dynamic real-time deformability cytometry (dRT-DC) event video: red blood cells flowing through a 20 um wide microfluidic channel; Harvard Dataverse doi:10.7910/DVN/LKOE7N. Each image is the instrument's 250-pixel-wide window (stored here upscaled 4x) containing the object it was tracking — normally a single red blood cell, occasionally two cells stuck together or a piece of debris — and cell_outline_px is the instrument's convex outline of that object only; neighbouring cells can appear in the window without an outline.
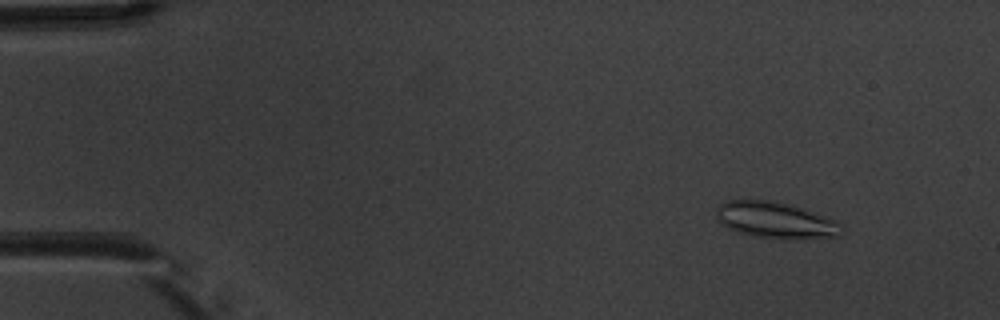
{"species": "common noctule bat (a hibernating species)", "species_latin": "Nyctalus noctula", "temperature_condition": "warm", "stored_images_in_passage": 5, "camera_frame_rate_fps": 3000, "um_per_image_px": 0.085, "animal": {"sex": "male", "body_mass_g": 20.1, "forearm_length_mm": 53.5}, "frame": {"image": 1, "passage_image": 1, "time_ms": 0.0, "image_size_px": [1000, 320], "cell_outline_px": [[840, 236], [752, 236], [736, 232], [728, 228], [716, 216], [716, 208], [724, 200], [768, 200], [788, 204], [804, 208], [836, 220], [840, 224]], "centroid_in_image_um": [65.83, 18.65], "position_along_channel_um": 19.2, "area_um2": 25.37}}
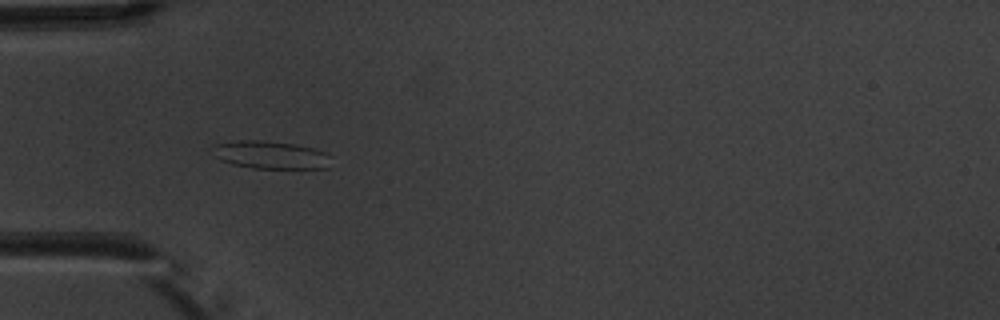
{"frame": {"image": 2, "passage_image": 4, "time_ms": 3.667, "image_size_px": [1000, 320], "cell_outline_px": [[332, 156], [328, 168], [252, 168], [232, 164], [220, 160], [208, 148], [216, 144], [236, 140], [264, 140], [296, 144], [312, 148], [324, 152]], "centroid_in_image_um": [22.97, 13.16], "position_along_channel_um": 62.0, "area_um2": 19.42}}
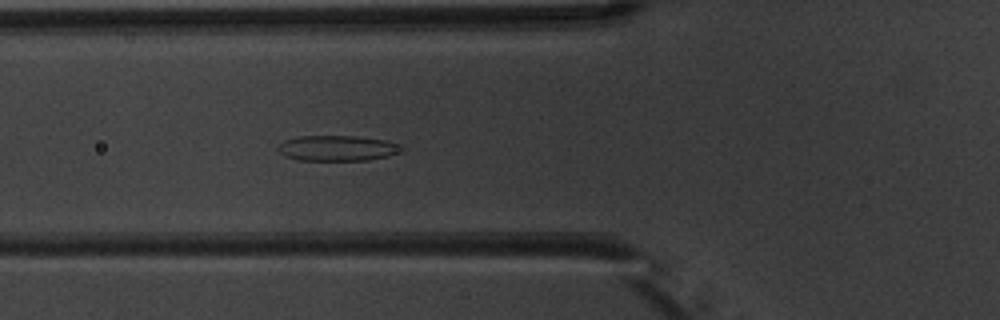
{"frame": {"image": 3, "passage_image": 5, "time_ms": 4.667, "image_size_px": [1000, 320], "cell_outline_px": [[404, 152], [388, 156], [368, 160], [296, 160], [284, 156], [276, 148], [284, 140], [300, 136], [356, 136], [388, 140], [404, 144]], "centroid_in_image_um": [28.76, 12.59], "position_along_channel_um": 97.0, "area_um2": 18.73}}